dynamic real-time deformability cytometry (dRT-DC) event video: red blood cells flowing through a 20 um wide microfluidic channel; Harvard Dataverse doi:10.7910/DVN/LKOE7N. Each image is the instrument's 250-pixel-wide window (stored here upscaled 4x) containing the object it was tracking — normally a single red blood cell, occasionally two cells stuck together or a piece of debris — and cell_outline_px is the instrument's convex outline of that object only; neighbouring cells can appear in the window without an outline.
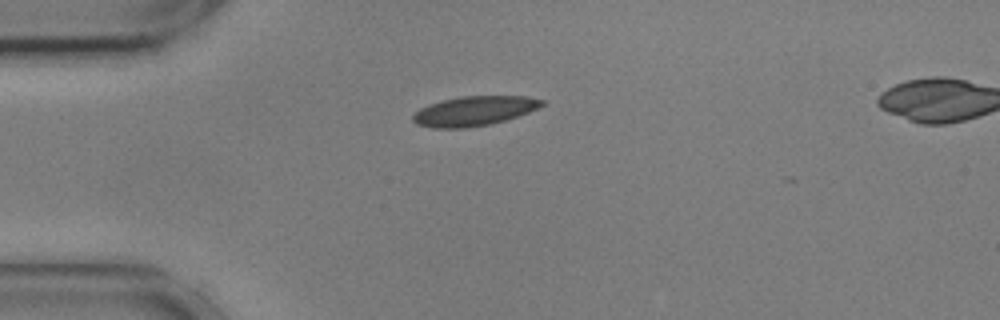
{"species": "common noctule bat (a hibernating species)", "species_latin": "Nyctalus noctula", "temperature_condition": "cold", "stored_images_in_passage": 35, "camera_frame_rate_fps": 3000, "um_per_image_px": 0.085, "animal": {"sex": "male", "body_mass_g": 17.9, "forearm_length_mm": 54.2}, "frame": {"image": 1, "passage_image": 1, "time_ms": 0.0, "image_size_px": [1000, 320], "cell_outline_px": [[544, 104], [528, 112], [504, 120], [488, 124], [464, 128], [432, 128], [416, 124], [412, 120], [412, 116], [420, 108], [428, 104], [460, 96], [528, 96], [544, 100]], "centroid_in_image_um": [40.26, 9.43], "position_along_channel_um": 44.7, "area_um2": 22.02}, "authors_computed_cell_mechanics": {"area_um2": 21.6172, "velocity_mm_per_s": 3.6015, "shape_relaxation_time_tau1_ms": 5.7856, "shape_relaxation_time_tau2_ms": 3.7084, "deformation_change_tau1": 0.1261, "deformation_change_tau2": 0.0942}}